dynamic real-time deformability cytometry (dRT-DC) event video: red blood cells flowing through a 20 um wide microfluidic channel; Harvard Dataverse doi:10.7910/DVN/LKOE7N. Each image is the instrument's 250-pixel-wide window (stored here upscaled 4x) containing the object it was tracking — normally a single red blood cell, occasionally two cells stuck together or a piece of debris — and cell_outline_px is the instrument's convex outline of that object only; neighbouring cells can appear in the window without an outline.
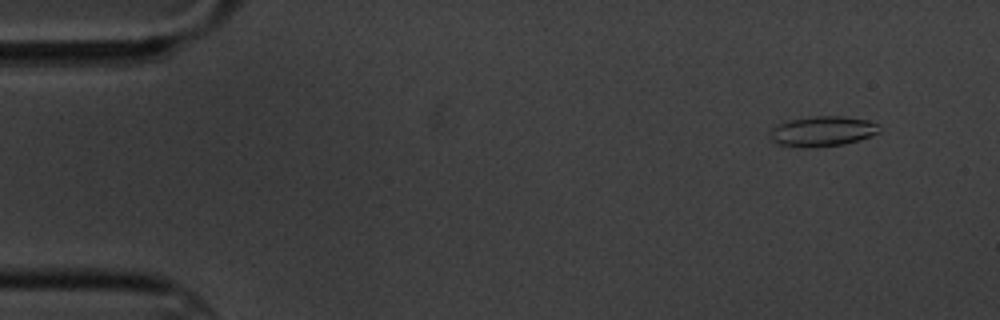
{"species": "common noctule bat (a hibernating species)", "species_latin": "Nyctalus noctula", "temperature_condition": "cold", "stored_images_in_passage": 6, "camera_frame_rate_fps": 3000, "um_per_image_px": 0.085, "animal": {"sex": "male", "body_mass_g": 20.1, "forearm_length_mm": 53.5}, "frame": {"image": 1, "passage_image": 2, "time_ms": 1.333, "image_size_px": [1000, 320], "cell_outline_px": [[880, 132], [860, 140], [844, 144], [816, 148], [804, 148], [780, 144], [772, 140], [772, 128], [776, 124], [792, 120], [812, 116], [844, 116], [868, 120], [876, 124]], "centroid_in_image_um": [69.93, 11.17], "position_along_channel_um": 15.1, "area_um2": 19.13}}